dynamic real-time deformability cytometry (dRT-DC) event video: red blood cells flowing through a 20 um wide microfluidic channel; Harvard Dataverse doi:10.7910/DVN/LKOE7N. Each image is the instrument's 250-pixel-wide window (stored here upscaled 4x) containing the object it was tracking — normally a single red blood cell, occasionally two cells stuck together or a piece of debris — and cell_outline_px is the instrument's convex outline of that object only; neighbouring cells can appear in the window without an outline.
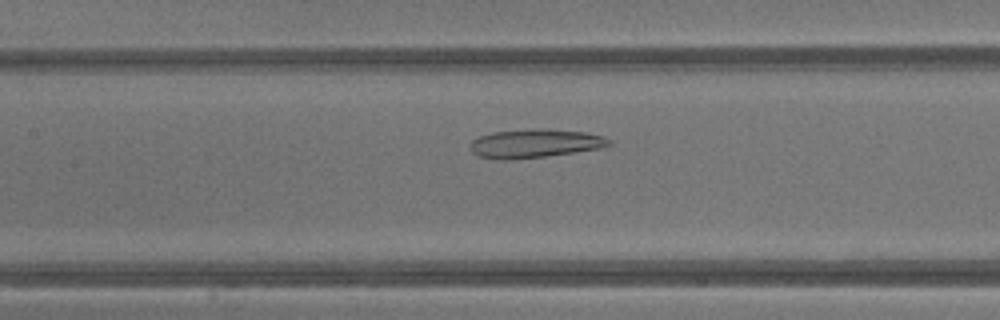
{"species": "common noctule bat (a hibernating species)", "species_latin": "Nyctalus noctula", "temperature_condition": "warm", "stored_images_in_passage": 25, "camera_frame_rate_fps": 3000, "um_per_image_px": 0.085, "animal": {"sex": "male", "body_mass_g": 13.3}, "frame": {"image": 1, "passage_image": 12, "time_ms": 3.667, "image_size_px": [1000, 320], "cell_outline_px": [[612, 144], [604, 148], [544, 156], [504, 160], [496, 160], [480, 156], [472, 152], [468, 144], [472, 140], [480, 136], [492, 132], [532, 128], [584, 132], [600, 136], [612, 140]], "centroid_in_image_um": [45.44, 12.19], "position_along_channel_um": 162.0, "area_um2": 23.12}}
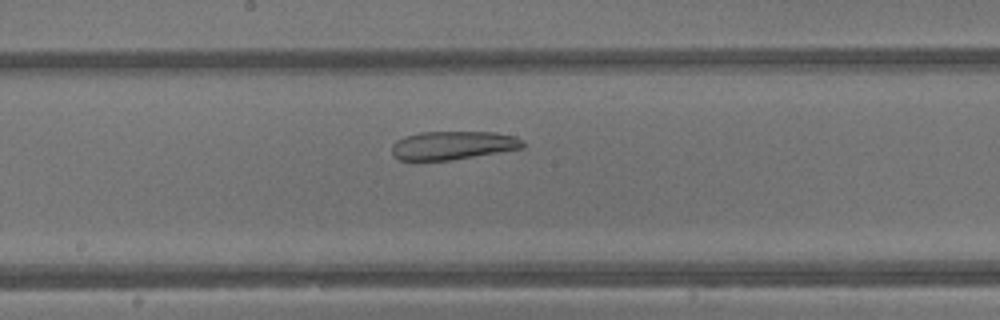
{"frame": {"image": 2, "passage_image": 15, "time_ms": 4.667, "image_size_px": [1000, 320], "cell_outline_px": [[524, 148], [452, 160], [412, 164], [400, 160], [392, 156], [392, 144], [396, 140], [404, 136], [420, 132], [496, 132], [516, 136], [524, 140]], "centroid_in_image_um": [38.41, 12.39], "position_along_channel_um": 209.8, "area_um2": 22.72}}